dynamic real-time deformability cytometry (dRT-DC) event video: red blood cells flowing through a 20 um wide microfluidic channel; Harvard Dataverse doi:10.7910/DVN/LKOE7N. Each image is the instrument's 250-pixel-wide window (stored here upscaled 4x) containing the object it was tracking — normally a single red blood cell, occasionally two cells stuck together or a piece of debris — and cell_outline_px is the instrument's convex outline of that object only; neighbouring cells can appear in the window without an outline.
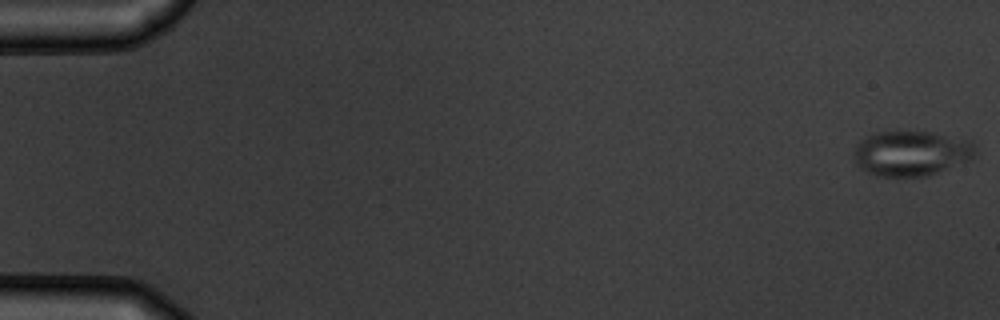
{"species": "common noctule bat (a hibernating species)", "species_latin": "Nyctalus noctula", "temperature_condition": "warm", "stored_images_in_passage": 5, "camera_frame_rate_fps": 3000, "um_per_image_px": 0.085, "animal": {"sex": "male", "body_mass_g": 19.5, "forearm_length_mm": 54.6}, "frame": {"image": 1, "passage_image": 1, "time_ms": 0.0, "image_size_px": [1000, 320], "cell_outline_px": [[976, 156], [968, 160], [936, 172], [924, 176], [876, 176], [860, 168], [856, 164], [852, 156], [852, 152], [860, 140], [876, 132], [896, 128], [932, 132], [972, 140], [976, 144]], "centroid_in_image_um": [77.43, 12.97], "position_along_channel_um": 7.6, "area_um2": 32.77}}